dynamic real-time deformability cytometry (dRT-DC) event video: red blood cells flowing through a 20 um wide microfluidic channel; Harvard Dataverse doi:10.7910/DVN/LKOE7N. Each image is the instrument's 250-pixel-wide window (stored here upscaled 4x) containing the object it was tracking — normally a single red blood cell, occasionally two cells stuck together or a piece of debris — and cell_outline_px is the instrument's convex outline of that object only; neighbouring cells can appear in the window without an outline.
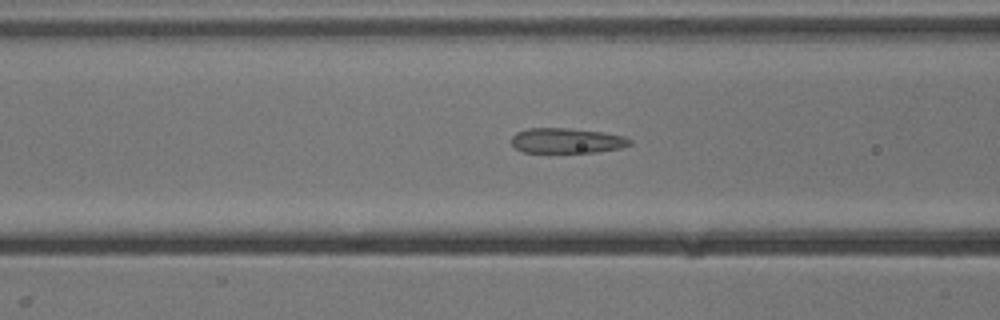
{"species": "common noctule bat (a hibernating species)", "species_latin": "Nyctalus noctula", "temperature_condition": "cold", "stored_images_in_passage": 40, "camera_frame_rate_fps": 3000, "um_per_image_px": 0.085, "animal": {"sex": "male", "body_mass_g": 13.3}, "frame": {"image": 1, "passage_image": 15, "time_ms": 4.667, "image_size_px": [1000, 320], "cell_outline_px": [[632, 144], [620, 148], [596, 152], [524, 152], [516, 148], [512, 144], [512, 136], [516, 132], [528, 128], [568, 128], [600, 132], [624, 136], [632, 140]], "centroid_in_image_um": [48.17, 11.95], "position_along_channel_um": 118.4, "area_um2": 17.22}}
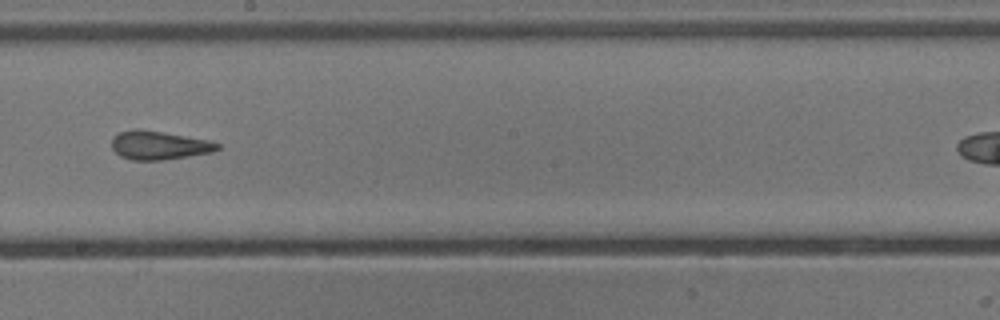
{"frame": {"image": 2, "passage_image": 24, "time_ms": 7.667, "image_size_px": [1000, 320], "cell_outline_px": [[220, 148], [212, 152], [164, 160], [132, 160], [120, 156], [112, 148], [112, 136], [120, 132], [136, 128], [140, 128], [212, 140], [220, 144]], "centroid_in_image_um": [13.53, 12.33], "position_along_channel_um": 234.7, "area_um2": 17.86}}
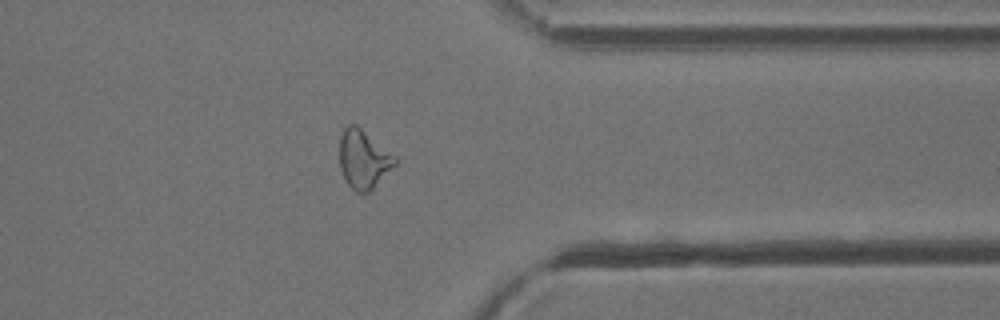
{"frame": {"image": 3, "passage_image": 36, "time_ms": 11.667, "image_size_px": [1000, 320], "cell_outline_px": [[400, 160], [368, 192], [356, 192], [348, 184], [340, 168], [340, 136], [344, 128], [348, 124], [356, 124], [396, 156]], "centroid_in_image_um": [30.9, 13.5], "position_along_channel_um": 380.5, "area_um2": 18.73}, "authors_computed_cell_mechanics": {"area_um2": 18.2648, "velocity_mm_per_s": 3.8676, "shape_relaxation_time_tau1_ms": 7.6096, "shape_relaxation_time_tau2_ms": 1.9613, "deformation_change_tau1": 0.1733, "deformation_change_tau2": 0.1143}}